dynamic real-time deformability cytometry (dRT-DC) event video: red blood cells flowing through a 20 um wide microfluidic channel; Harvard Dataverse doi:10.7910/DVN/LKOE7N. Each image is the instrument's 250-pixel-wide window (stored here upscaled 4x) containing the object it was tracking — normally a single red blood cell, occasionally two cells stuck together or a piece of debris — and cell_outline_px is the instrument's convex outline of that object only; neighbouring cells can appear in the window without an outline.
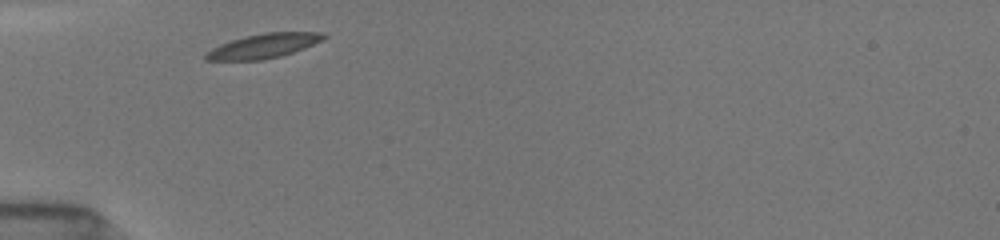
{"species": "common noctule bat (a hibernating species)", "species_latin": "Nyctalus noctula", "temperature_condition": "room temperature", "stored_images_in_passage": 25, "camera_frame_rate_fps": 3000, "um_per_image_px": 0.085, "animal": {"sex": "female", "body_mass_g": 19.5, "forearm_length_mm": 54.1}, "frame": {"image": 1, "passage_image": 1, "time_ms": 0.0, "image_size_px": [1000, 240], "cell_outline_px": [[328, 36], [324, 40], [292, 52], [280, 56], [264, 60], [204, 60], [204, 56], [212, 48], [220, 44], [244, 36], [264, 32], [320, 32]], "centroid_in_image_um": [22.41, 3.89], "position_along_channel_um": 62.6, "area_um2": 16.7}}
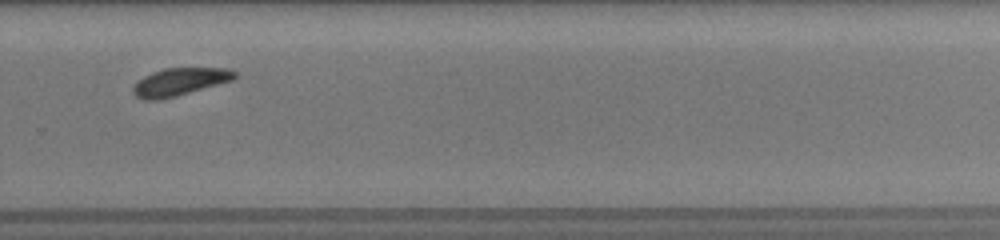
{"frame": {"image": 2, "passage_image": 17, "time_ms": 6.667, "image_size_px": [1000, 240], "cell_outline_px": [[236, 76], [232, 80], [188, 92], [156, 100], [144, 100], [136, 96], [132, 92], [132, 88], [144, 76], [164, 68], [228, 68], [236, 72]], "centroid_in_image_um": [15.26, 6.94], "position_along_channel_um": 314.5, "area_um2": 15.84}}
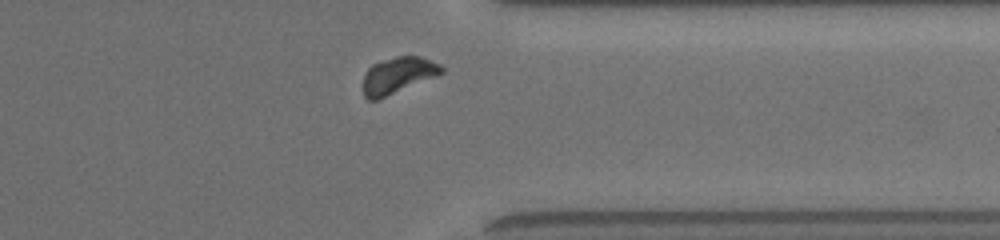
{"frame": {"image": 3, "passage_image": 23, "time_ms": 8.333, "image_size_px": [1000, 240], "cell_outline_px": [[444, 72], [376, 100], [368, 100], [364, 96], [364, 76], [368, 68], [372, 64], [396, 56], [420, 56], [440, 64], [444, 68]], "centroid_in_image_um": [33.81, 6.38], "position_along_channel_um": 377.6, "area_um2": 16.18}, "authors_computed_cell_mechanics": {"area_um2": 16.473, "velocity_mm_per_s": 3.8815, "shape_relaxation_time_tau1_ms": 2.693, "shape_relaxation_time_tau2_ms": 4.2622, "deformation_change_tau1": 0.0853, "deformation_change_tau2": 0.0873}}